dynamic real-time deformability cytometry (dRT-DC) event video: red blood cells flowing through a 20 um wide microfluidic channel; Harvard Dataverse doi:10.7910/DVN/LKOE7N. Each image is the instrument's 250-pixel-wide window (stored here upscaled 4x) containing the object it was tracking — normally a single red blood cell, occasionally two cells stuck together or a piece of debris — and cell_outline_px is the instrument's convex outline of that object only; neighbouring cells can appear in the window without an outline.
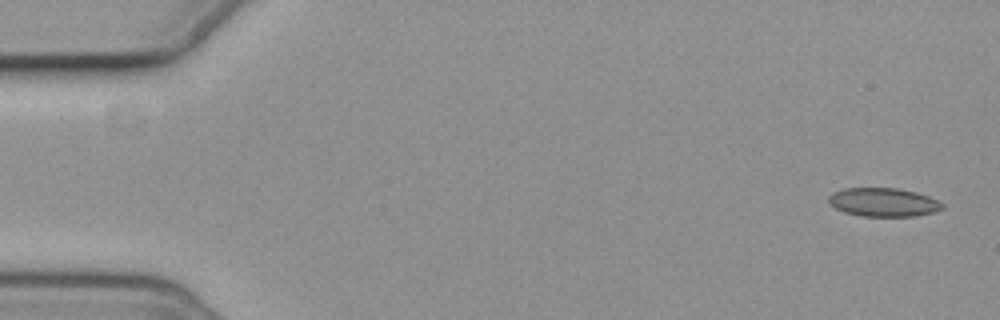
{"species": "common noctule bat (a hibernating species)", "species_latin": "Nyctalus noctula", "temperature_condition": "cold", "stored_images_in_passage": 6, "camera_frame_rate_fps": 3000, "um_per_image_px": 0.085, "animal": {"sex": "female", "body_mass_g": 19.3, "forearm_length_mm": 54.1}, "frame": {"image": 1, "passage_image": 1, "time_ms": 0.0, "image_size_px": [1000, 320], "cell_outline_px": [[944, 208], [932, 212], [916, 216], [860, 216], [844, 212], [836, 208], [828, 200], [828, 196], [832, 192], [844, 188], [896, 188], [916, 192], [928, 196], [944, 204]], "centroid_in_image_um": [75.07, 17.19], "position_along_channel_um": 9.9, "area_um2": 18.9}}
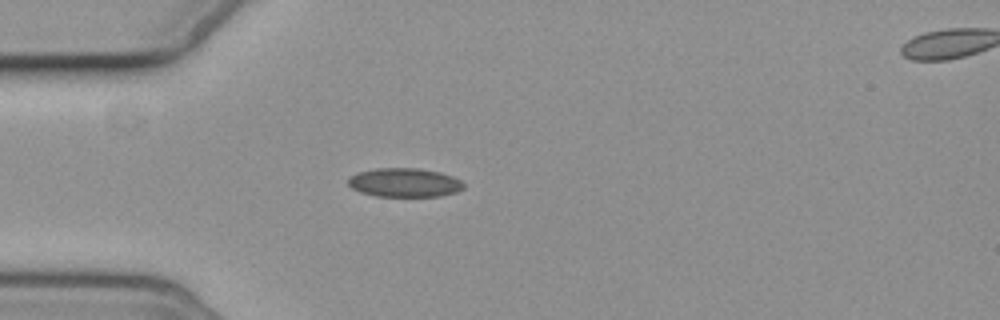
{"frame": {"image": 2, "passage_image": 5, "time_ms": 4.667, "image_size_px": [1000, 320], "cell_outline_px": [[464, 188], [456, 192], [440, 196], [376, 196], [360, 192], [352, 188], [348, 184], [348, 176], [356, 172], [376, 168], [416, 168], [440, 172], [452, 176], [460, 180], [464, 184]], "centroid_in_image_um": [34.35, 15.51], "position_along_channel_um": 50.6, "area_um2": 19.54}}